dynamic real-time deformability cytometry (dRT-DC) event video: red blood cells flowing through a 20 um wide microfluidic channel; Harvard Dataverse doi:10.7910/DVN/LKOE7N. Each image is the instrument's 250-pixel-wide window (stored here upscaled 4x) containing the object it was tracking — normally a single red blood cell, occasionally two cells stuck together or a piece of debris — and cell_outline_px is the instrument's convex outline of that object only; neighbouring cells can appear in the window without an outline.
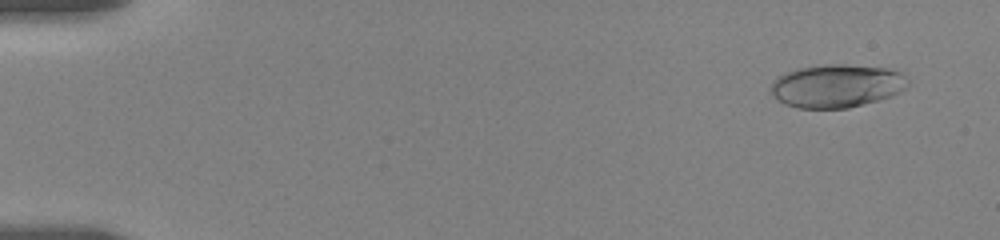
{"species": "human", "species_latin": "Homo sapiens", "temperature_condition": "room temperature", "stored_images_in_passage": 77, "camera_frame_rate_fps": 3000, "um_per_image_px": 0.085, "donor": {"sex": "female"}, "frame": {"image": 1, "passage_image": 5, "time_ms": 1.0, "image_size_px": [1000, 240], "cell_outline_px": [[908, 84], [900, 92], [892, 96], [848, 108], [796, 108], [784, 104], [772, 96], [772, 80], [776, 76], [784, 72], [796, 68], [824, 64], [844, 64], [888, 68], [900, 72], [908, 80]], "centroid_in_image_um": [71.08, 7.29], "position_along_channel_um": 13.9, "area_um2": 34.74}}
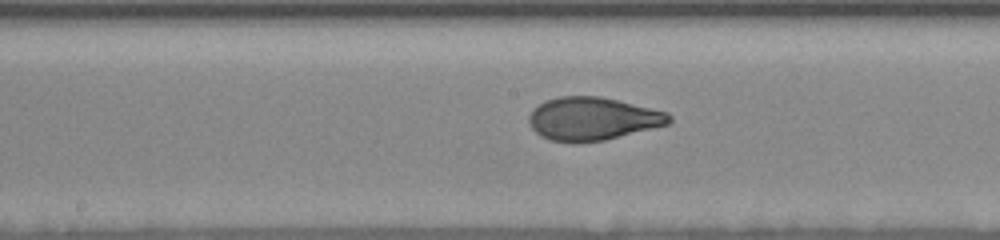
{"frame": {"image": 2, "passage_image": 42, "time_ms": 10.0, "image_size_px": [1000, 240], "cell_outline_px": [[672, 120], [668, 124], [604, 140], [576, 144], [552, 140], [540, 136], [532, 128], [528, 120], [528, 116], [540, 104], [548, 100], [560, 96], [600, 96], [668, 112], [672, 116]], "centroid_in_image_um": [50.37, 10.11], "position_along_channel_um": 197.8, "area_um2": 35.03}}
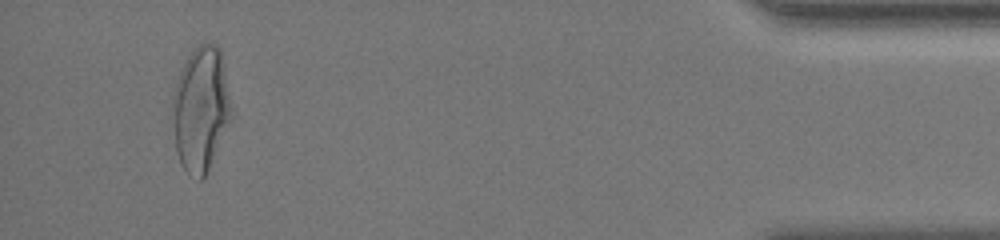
{"frame": {"image": 3, "passage_image": 73, "time_ms": 18.0, "image_size_px": [1000, 240], "cell_outline_px": [[232, 120], [204, 176], [200, 180], [188, 176], [180, 164], [176, 152], [172, 104], [172, 96], [176, 80], [180, 68], [188, 56], [200, 44], [216, 44], [220, 48], [224, 64], [232, 108]], "centroid_in_image_um": [17.07, 9.27], "position_along_channel_um": 418.1, "area_um2": 43.0}, "authors_computed_cell_mechanics": {"area_um2": 34.9112, "velocity_mm_per_s": 3.5171, "shape_relaxation_time_tau1_ms": 4.1337, "shape_relaxation_time_tau2_ms": 1.1722, "deformation_change_tau1": 0.192, "deformation_change_tau2": 0.0596}}